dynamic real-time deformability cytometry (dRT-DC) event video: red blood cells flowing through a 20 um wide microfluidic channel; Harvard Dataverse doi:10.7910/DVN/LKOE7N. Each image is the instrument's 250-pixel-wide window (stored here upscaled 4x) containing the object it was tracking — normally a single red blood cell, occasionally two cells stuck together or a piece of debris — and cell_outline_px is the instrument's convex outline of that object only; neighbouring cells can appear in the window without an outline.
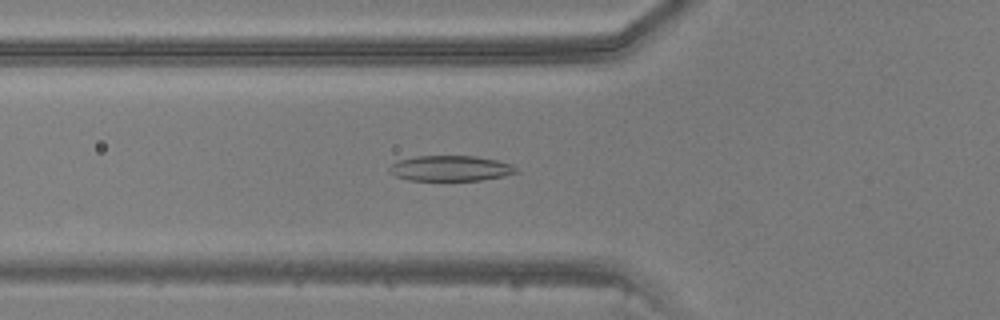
{"species": "common noctule bat (a hibernating species)", "species_latin": "Nyctalus noctula", "temperature_condition": "warm", "stored_images_in_passage": 45, "camera_frame_rate_fps": 3000, "um_per_image_px": 0.085, "animal": {"sex": "male", "body_mass_g": 20.5, "forearm_length_mm": 52.5}, "frame": {"image": 1, "passage_image": 15, "time_ms": 4.667, "image_size_px": [1000, 320], "cell_outline_px": [[520, 172], [504, 176], [480, 180], [408, 180], [396, 176], [388, 172], [388, 168], [392, 164], [400, 160], [416, 156], [476, 156], [496, 160], [512, 164]], "centroid_in_image_um": [38.3, 14.31], "position_along_channel_um": 87.5, "area_um2": 18.79}}
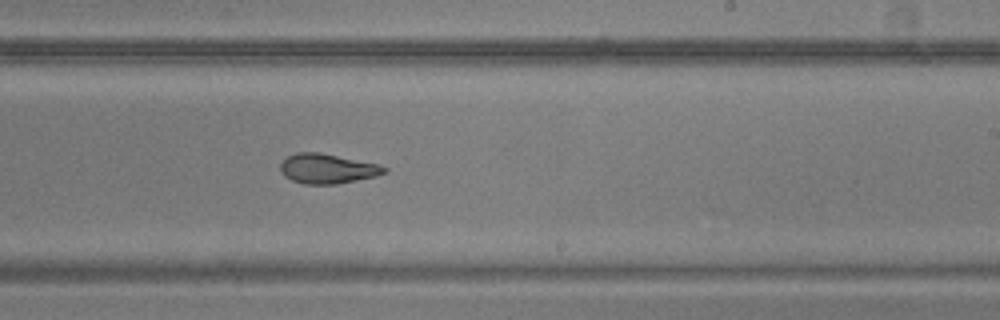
{"frame": {"image": 2, "passage_image": 27, "time_ms": 8.667, "image_size_px": [1000, 320], "cell_outline_px": [[388, 172], [376, 176], [336, 184], [304, 184], [292, 180], [284, 176], [280, 172], [280, 164], [288, 156], [296, 152], [316, 152], [380, 164], [388, 168]], "centroid_in_image_um": [27.83, 14.34], "position_along_channel_um": 261.2, "area_um2": 17.98}}
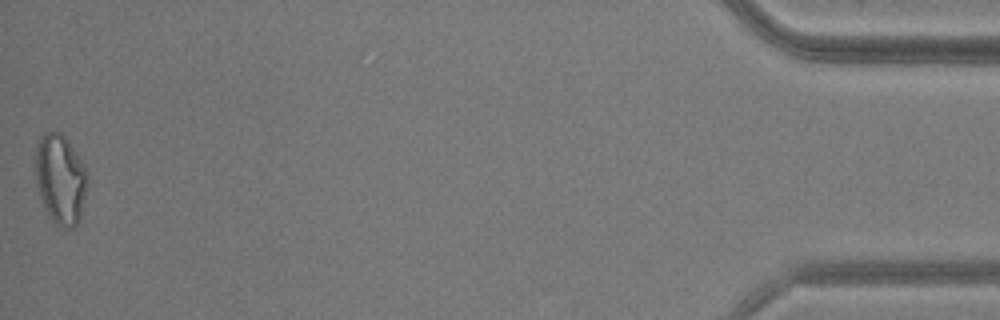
{"frame": {"image": 3, "passage_image": 45, "time_ms": 14.667, "image_size_px": [1000, 320], "cell_outline_px": [[88, 180], [80, 220], [72, 228], [60, 228], [52, 220], [40, 196], [32, 156], [44, 132], [60, 132], [68, 140], [84, 164], [88, 176]], "centroid_in_image_um": [5.13, 15.21], "position_along_channel_um": 430.1, "area_um2": 27.34}}